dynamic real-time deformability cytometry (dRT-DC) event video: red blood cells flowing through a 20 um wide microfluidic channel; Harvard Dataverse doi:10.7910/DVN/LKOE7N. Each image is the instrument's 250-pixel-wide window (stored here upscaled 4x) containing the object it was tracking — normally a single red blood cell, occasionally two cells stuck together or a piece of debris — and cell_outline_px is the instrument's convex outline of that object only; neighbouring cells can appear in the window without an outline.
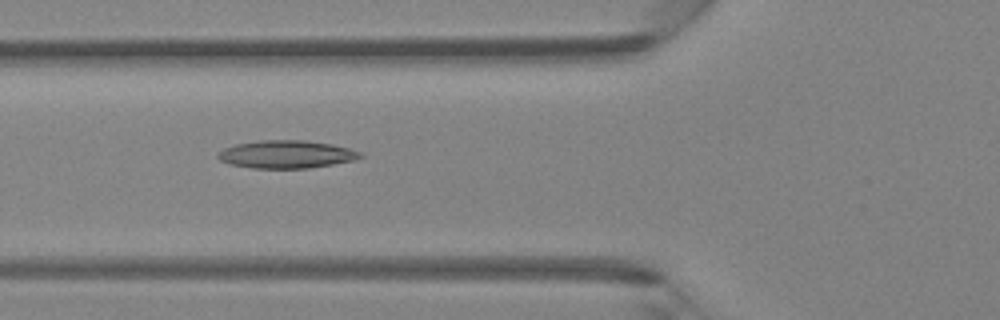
{"species": "Egyptian fruit bat (a non-hibernating species)", "species_latin": "Rousettus aegyptiacus", "temperature_condition": "room temperature", "stored_images_in_passage": 40, "camera_frame_rate_fps": 3000, "um_per_image_px": 0.085, "animal": {"sex": "female"}, "frame": {"image": 1, "passage_image": 12, "time_ms": 3.667, "image_size_px": [1000, 320], "cell_outline_px": [[364, 156], [356, 160], [308, 168], [252, 168], [228, 164], [220, 160], [216, 156], [216, 152], [224, 148], [236, 144], [260, 140], [308, 140], [332, 144], [348, 148], [360, 152]], "centroid_in_image_um": [24.32, 13.11], "position_along_channel_um": 101.5, "area_um2": 23.24}}
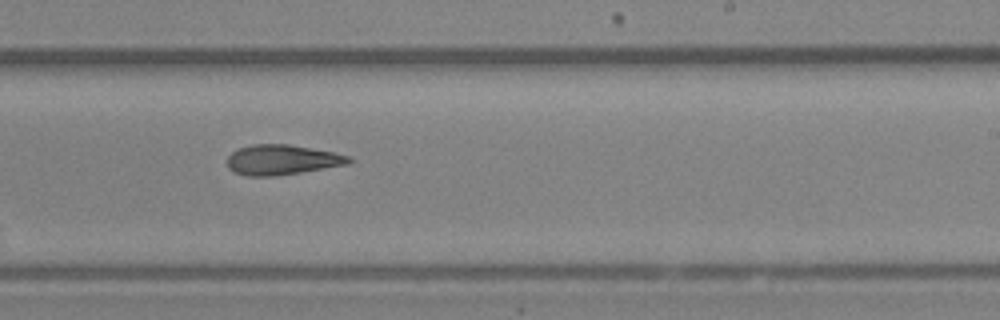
{"frame": {"image": 2, "passage_image": 23, "time_ms": 7.333, "image_size_px": [1000, 320], "cell_outline_px": [[352, 160], [348, 164], [300, 172], [272, 176], [248, 176], [232, 172], [228, 168], [228, 156], [236, 148], [252, 144], [288, 144], [336, 152], [348, 156]], "centroid_in_image_um": [23.93, 13.57], "position_along_channel_um": 265.1, "area_um2": 21.33}}
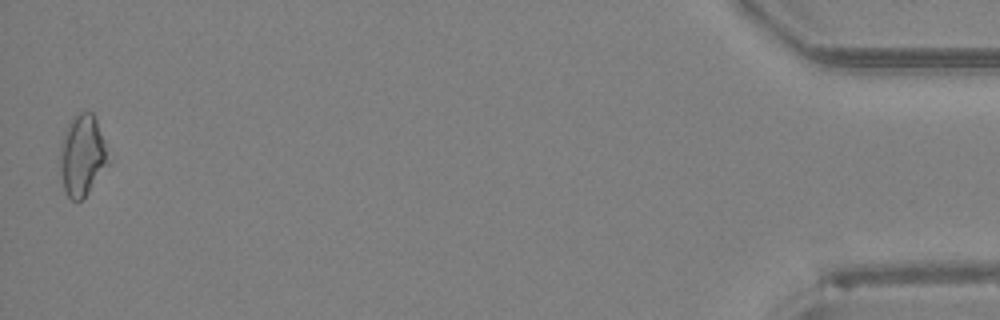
{"frame": {"image": 3, "passage_image": 40, "time_ms": 13.0, "image_size_px": [1000, 320], "cell_outline_px": [[112, 164], [88, 192], [80, 200], [72, 200], [64, 192], [60, 172], [60, 148], [64, 132], [72, 116], [80, 112], [92, 112], [96, 120], [112, 160]], "centroid_in_image_um": [7.03, 13.23], "position_along_channel_um": 428.2, "area_um2": 23.29}}